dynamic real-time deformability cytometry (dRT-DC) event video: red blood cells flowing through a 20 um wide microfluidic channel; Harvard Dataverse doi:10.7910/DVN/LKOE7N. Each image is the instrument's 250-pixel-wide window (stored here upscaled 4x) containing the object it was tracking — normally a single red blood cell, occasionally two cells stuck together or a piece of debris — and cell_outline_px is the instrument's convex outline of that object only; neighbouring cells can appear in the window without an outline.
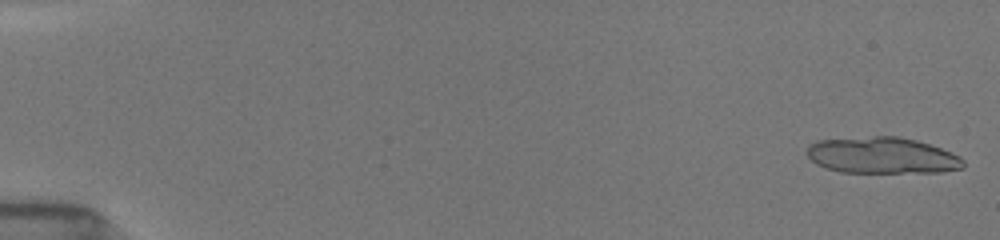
{"species": "common noctule bat (a hibernating species)", "species_latin": "Nyctalus noctula", "temperature_condition": "room temperature", "stored_images_in_passage": 16, "camera_frame_rate_fps": 3000, "um_per_image_px": 0.085, "animal": {"sex": "female", "body_mass_g": 19.5, "forearm_length_mm": 54.1}, "frame": {"image": 1, "passage_image": 1, "time_ms": 0.0, "image_size_px": [1000, 240], "cell_outline_px": [[964, 168], [940, 172], [840, 172], [824, 168], [816, 164], [808, 156], [808, 144], [816, 140], [876, 136], [900, 136], [916, 140], [940, 148], [960, 156], [964, 160]], "centroid_in_image_um": [74.97, 13.21], "position_along_channel_um": 10.0, "area_um2": 33.18}}